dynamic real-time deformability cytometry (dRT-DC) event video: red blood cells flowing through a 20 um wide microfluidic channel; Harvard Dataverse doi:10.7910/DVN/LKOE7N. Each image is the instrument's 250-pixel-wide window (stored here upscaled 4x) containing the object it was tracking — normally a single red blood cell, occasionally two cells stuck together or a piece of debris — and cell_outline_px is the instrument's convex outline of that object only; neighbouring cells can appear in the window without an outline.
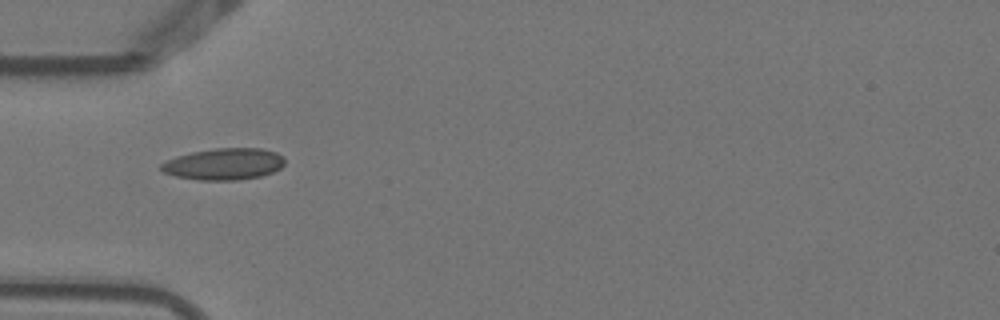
{"species": "Egyptian fruit bat (a non-hibernating species)", "species_latin": "Rousettus aegyptiacus", "temperature_condition": "warm", "stored_images_in_passage": 5, "camera_frame_rate_fps": 3000, "um_per_image_px": 0.085, "animal": {"sex": "female"}, "frame": {"image": 1, "passage_image": 3, "time_ms": 0.667, "image_size_px": [1000, 320], "cell_outline_px": [[284, 164], [280, 168], [272, 172], [260, 176], [236, 180], [200, 180], [176, 176], [164, 172], [160, 168], [160, 164], [176, 156], [192, 152], [216, 148], [264, 148], [276, 152], [284, 156]], "centroid_in_image_um": [19.06, 13.93], "position_along_channel_um": 65.9, "area_um2": 22.72}}
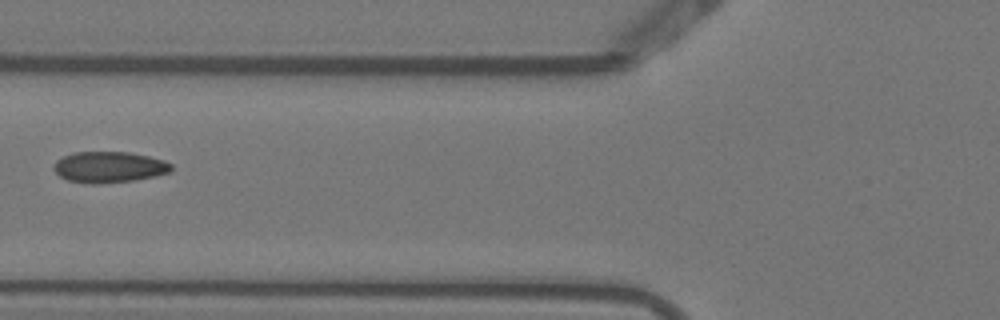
{"frame": {"image": 2, "passage_image": 4, "time_ms": 1.0, "image_size_px": [1000, 320], "cell_outline_px": [[172, 168], [168, 172], [152, 176], [132, 180], [96, 184], [92, 184], [68, 180], [60, 176], [52, 168], [56, 160], [64, 156], [76, 152], [128, 152], [148, 156], [164, 160], [172, 164]], "centroid_in_image_um": [9.24, 14.19], "position_along_channel_um": 116.6, "area_um2": 20.98}}
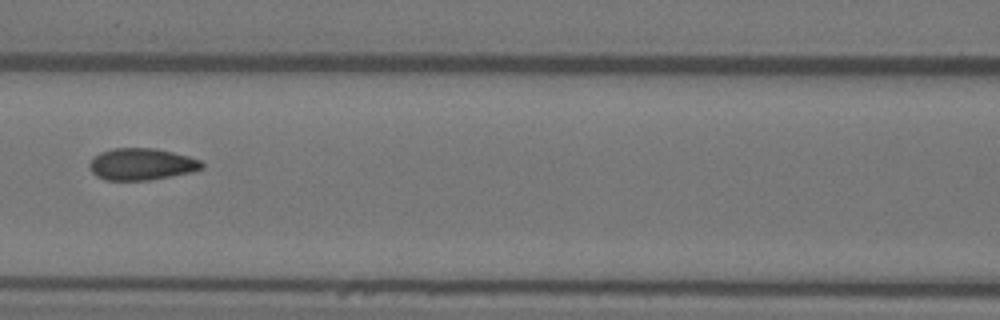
{"frame": {"image": 3, "passage_image": 5, "time_ms": 1.333, "image_size_px": [1000, 320], "cell_outline_px": [[204, 168], [192, 172], [172, 176], [148, 180], [104, 180], [96, 176], [88, 168], [88, 164], [100, 152], [112, 148], [156, 148], [188, 156], [200, 160], [204, 164]], "centroid_in_image_um": [12.03, 13.96], "position_along_channel_um": 154.6, "area_um2": 20.92}}